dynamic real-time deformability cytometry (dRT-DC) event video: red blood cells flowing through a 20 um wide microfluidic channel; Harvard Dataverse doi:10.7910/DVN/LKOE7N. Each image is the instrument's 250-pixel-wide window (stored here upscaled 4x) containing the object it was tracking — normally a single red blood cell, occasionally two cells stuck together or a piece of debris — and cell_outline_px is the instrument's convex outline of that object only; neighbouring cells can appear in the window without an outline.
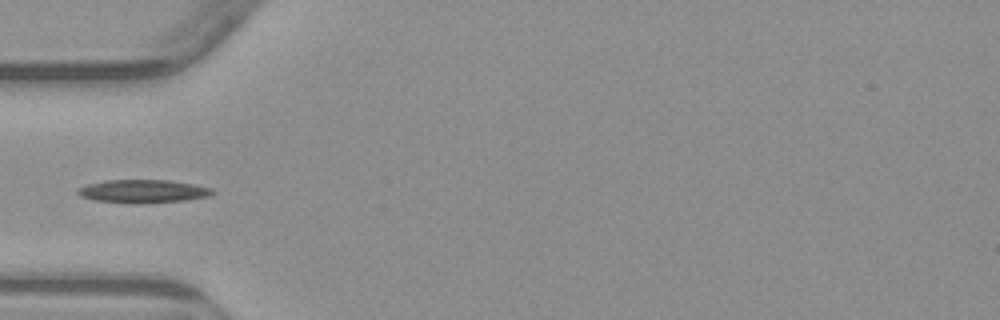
{"species": "common noctule bat (a hibernating species)", "species_latin": "Nyctalus noctula", "temperature_condition": "warm", "stored_images_in_passage": 4, "camera_frame_rate_fps": 3000, "um_per_image_px": 0.085, "animal": {"sex": "male", "body_mass_g": 23.1, "forearm_length_mm": 52.7}, "frame": {"image": 1, "passage_image": 4, "time_ms": 3.667, "image_size_px": [1000, 320], "cell_outline_px": [[216, 192], [208, 196], [188, 200], [136, 204], [132, 204], [96, 200], [80, 196], [76, 192], [76, 188], [88, 184], [108, 180], [168, 180], [192, 184], [212, 188]], "centroid_in_image_um": [12.15, 16.26], "position_along_channel_um": 72.9, "area_um2": 18.26}}